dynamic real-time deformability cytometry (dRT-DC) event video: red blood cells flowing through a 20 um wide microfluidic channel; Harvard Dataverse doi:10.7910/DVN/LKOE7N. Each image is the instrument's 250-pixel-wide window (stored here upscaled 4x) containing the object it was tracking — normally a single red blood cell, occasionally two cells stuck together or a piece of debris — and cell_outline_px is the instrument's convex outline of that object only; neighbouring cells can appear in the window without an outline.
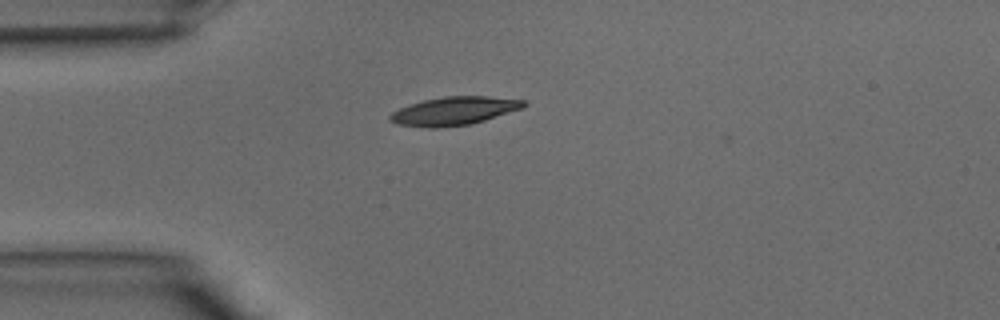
{"species": "common noctule bat (a hibernating species)", "species_latin": "Nyctalus noctula", "temperature_condition": "warm", "stored_images_in_passage": 32, "camera_frame_rate_fps": 3000, "um_per_image_px": 0.085, "animal": {"sex": "male", "body_mass_g": 15.6}, "frame": {"image": 1, "passage_image": 3, "time_ms": 0.667, "image_size_px": [1000, 320], "cell_outline_px": [[528, 104], [524, 108], [472, 124], [436, 128], [428, 128], [396, 124], [388, 120], [388, 116], [392, 112], [400, 108], [424, 100], [444, 96], [488, 96], [524, 100]], "centroid_in_image_um": [38.61, 9.44], "position_along_channel_um": 46.4, "area_um2": 22.2}}
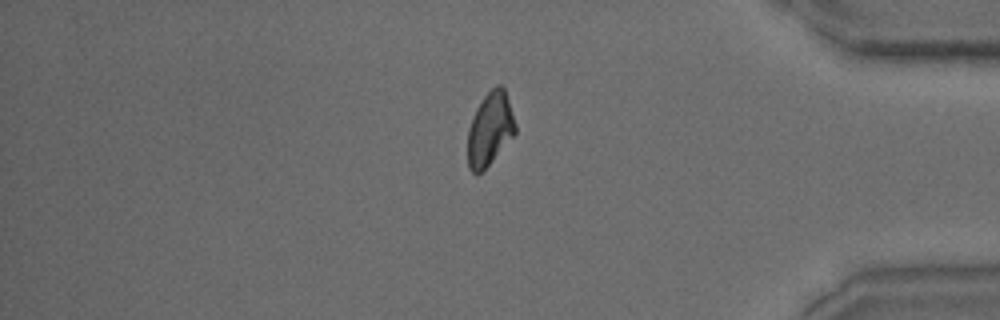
{"frame": {"image": 2, "passage_image": 26, "time_ms": 8.333, "image_size_px": [1000, 320], "cell_outline_px": [[516, 132], [488, 164], [476, 176], [468, 168], [468, 128], [476, 108], [484, 96], [496, 84], [500, 84], [504, 88], [516, 124]], "centroid_in_image_um": [41.63, 10.95], "position_along_channel_um": 393.6, "area_um2": 20.0}}
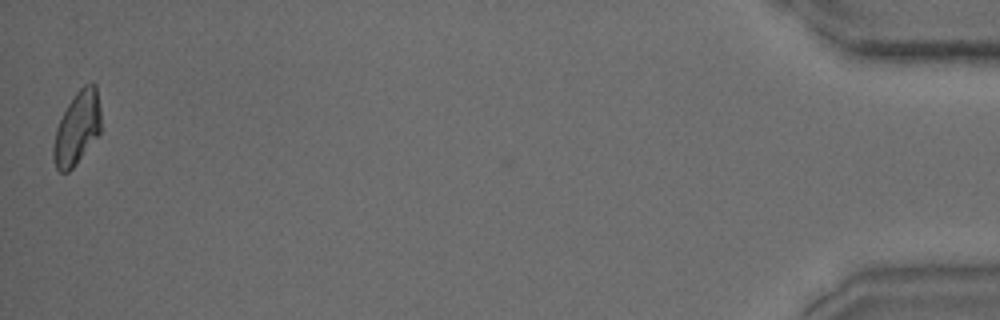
{"frame": {"image": 3, "passage_image": 32, "time_ms": 10.333, "image_size_px": [1000, 320], "cell_outline_px": [[100, 132], [76, 164], [68, 172], [60, 172], [56, 168], [52, 156], [52, 148], [56, 128], [68, 104], [76, 92], [84, 84], [92, 80], [96, 84], [100, 108]], "centroid_in_image_um": [6.55, 10.87], "position_along_channel_um": 428.7, "area_um2": 20.23}}